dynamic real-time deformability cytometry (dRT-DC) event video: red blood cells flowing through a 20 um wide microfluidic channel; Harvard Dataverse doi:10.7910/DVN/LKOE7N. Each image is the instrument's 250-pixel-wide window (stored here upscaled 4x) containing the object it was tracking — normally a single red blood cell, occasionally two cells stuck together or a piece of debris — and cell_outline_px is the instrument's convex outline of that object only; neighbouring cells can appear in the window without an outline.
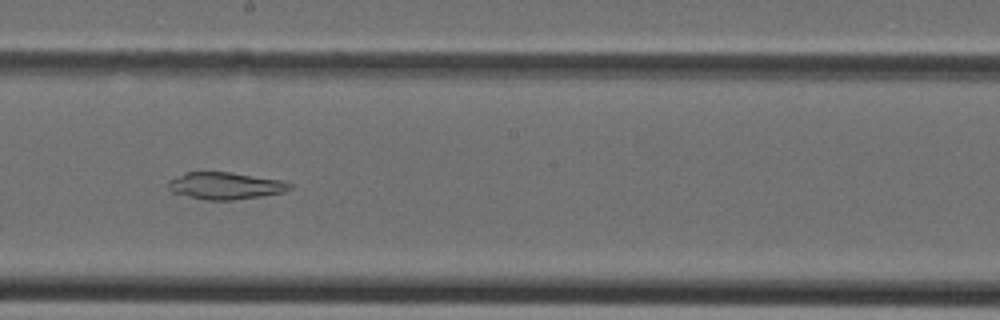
{"species": "Egyptian fruit bat (a non-hibernating species)", "species_latin": "Rousettus aegyptiacus", "temperature_condition": "cold", "stored_images_in_passage": 34, "camera_frame_rate_fps": 3000, "um_per_image_px": 0.085, "animal": {"sex": "female"}, "frame": {"image": 1, "passage_image": 16, "time_ms": 5.0, "image_size_px": [1000, 320], "cell_outline_px": [[292, 188], [284, 192], [260, 196], [232, 200], [204, 200], [172, 192], [168, 188], [168, 180], [184, 172], [228, 172], [280, 180], [292, 184]], "centroid_in_image_um": [19.11, 15.79], "position_along_channel_um": 229.1, "area_um2": 19.02}}
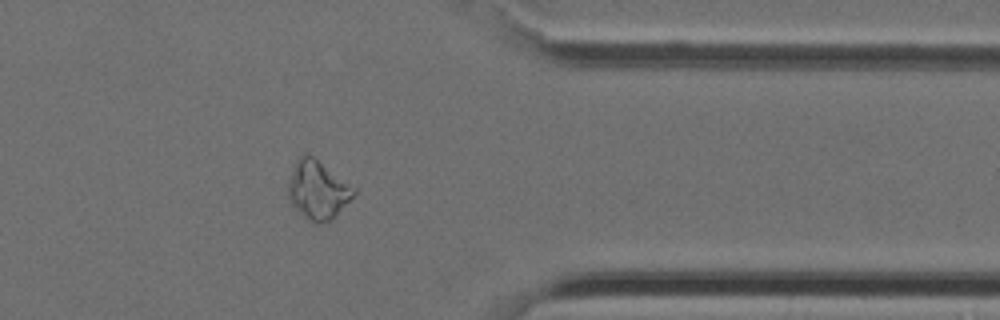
{"frame": {"image": 2, "passage_image": 26, "time_ms": 8.333, "image_size_px": [1000, 320], "cell_outline_px": [[356, 192], [336, 216], [332, 220], [320, 224], [316, 224], [304, 216], [288, 200], [288, 180], [292, 168], [296, 160], [304, 152], [312, 156], [356, 188]], "centroid_in_image_um": [26.99, 16.15], "position_along_channel_um": 384.4, "area_um2": 22.25}}
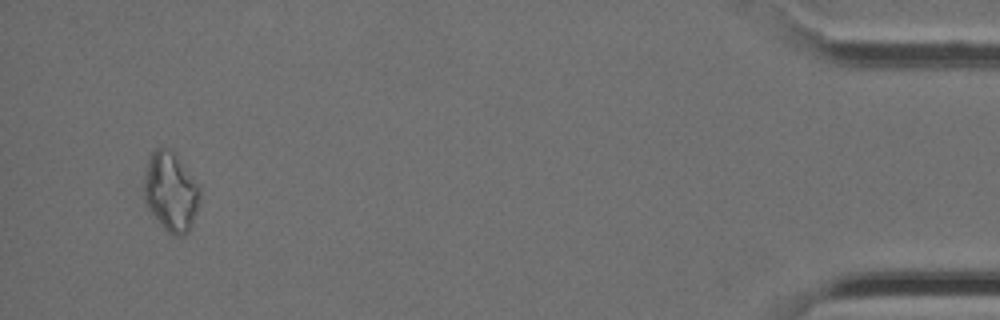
{"frame": {"image": 3, "passage_image": 32, "time_ms": 10.333, "image_size_px": [1000, 320], "cell_outline_px": [[200, 200], [196, 212], [188, 232], [184, 236], [172, 236], [160, 224], [148, 208], [144, 200], [144, 176], [148, 160], [152, 152], [156, 148], [164, 148], [176, 152], [200, 184]], "centroid_in_image_um": [14.54, 16.28], "position_along_channel_um": 420.7, "area_um2": 26.18}}